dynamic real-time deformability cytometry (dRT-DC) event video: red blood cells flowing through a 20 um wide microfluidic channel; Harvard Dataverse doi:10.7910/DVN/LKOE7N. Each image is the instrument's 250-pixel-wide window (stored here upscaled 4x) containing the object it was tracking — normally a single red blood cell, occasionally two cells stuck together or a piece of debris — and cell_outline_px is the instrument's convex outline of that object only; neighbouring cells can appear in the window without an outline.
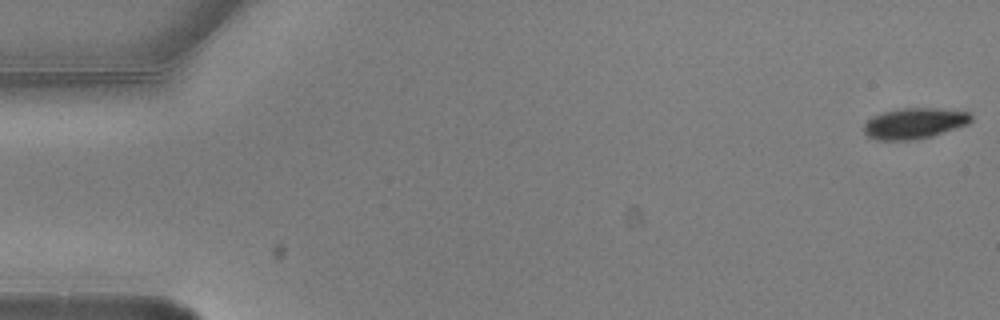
{"species": "common noctule bat (a hibernating species)", "species_latin": "Nyctalus noctula", "temperature_condition": "warm", "stored_images_in_passage": 10, "camera_frame_rate_fps": 3000, "um_per_image_px": 0.085, "animal": {"sex": "male", "body_mass_g": 20.5, "forearm_length_mm": 52.5}, "frame": {"image": 1, "passage_image": 1, "time_ms": 0.0, "image_size_px": [1000, 320], "cell_outline_px": [[972, 120], [968, 124], [932, 136], [916, 140], [876, 140], [868, 136], [864, 132], [864, 124], [872, 116], [884, 112], [904, 108], [936, 108], [972, 112]], "centroid_in_image_um": [77.74, 10.48], "position_along_channel_um": 7.3, "area_um2": 19.31}}
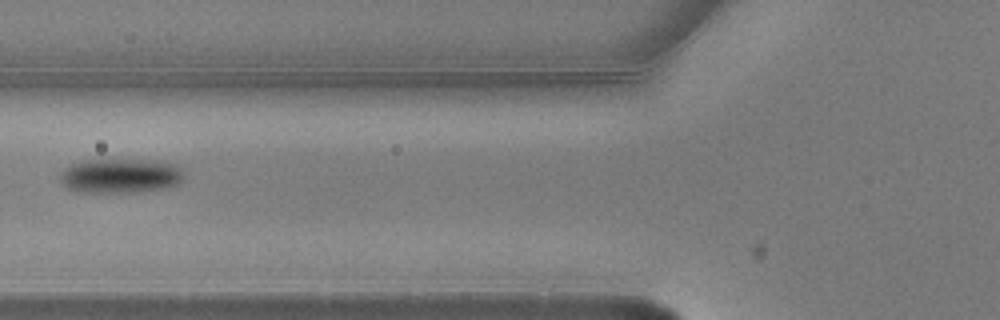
{"frame": {"image": 2, "passage_image": 7, "time_ms": 2.0, "image_size_px": [1000, 320], "cell_outline_px": [[184, 176], [180, 184], [164, 188], [136, 192], [88, 192], [68, 188], [60, 180], [60, 172], [64, 168], [72, 164], [84, 160], [160, 160], [176, 164], [184, 172]], "centroid_in_image_um": [10.29, 14.93], "position_along_channel_um": 115.5, "area_um2": 24.97}}
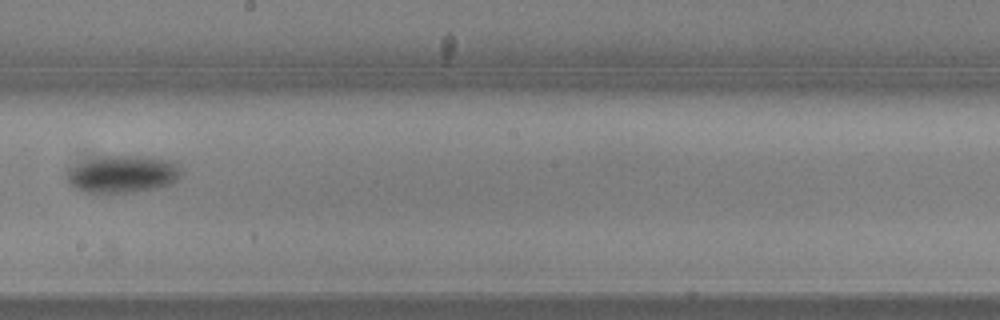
{"frame": {"image": 3, "passage_image": 10, "time_ms": 3.0, "image_size_px": [1000, 320], "cell_outline_px": [[184, 172], [172, 184], [160, 188], [104, 196], [96, 196], [80, 192], [72, 188], [68, 184], [68, 172], [72, 168], [100, 156], [152, 156], [172, 160], [180, 164]], "centroid_in_image_um": [10.48, 14.86], "position_along_channel_um": 237.7, "area_um2": 26.01}}